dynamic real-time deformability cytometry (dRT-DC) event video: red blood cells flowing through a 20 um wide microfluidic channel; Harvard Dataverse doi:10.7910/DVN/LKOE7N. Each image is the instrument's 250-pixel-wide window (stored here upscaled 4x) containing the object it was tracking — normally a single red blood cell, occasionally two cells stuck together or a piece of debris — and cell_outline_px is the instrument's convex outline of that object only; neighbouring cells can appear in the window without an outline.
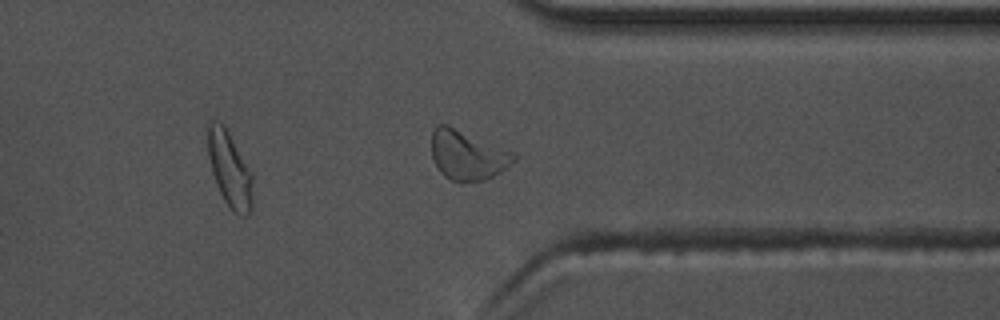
{"species": "common noctule bat (a hibernating species)", "species_latin": "Nyctalus noctula", "temperature_condition": "warm", "stored_images_in_passage": 45, "camera_frame_rate_fps": 3000, "um_per_image_px": 0.085, "animal": {"sex": "male", "body_mass_g": 17.5, "forearm_length_mm": 52.3}, "frame": {"image": 1, "passage_image": 32, "time_ms": 10.333, "image_size_px": [1000, 320], "cell_outline_px": [[516, 160], [508, 168], [484, 180], [452, 180], [444, 176], [440, 172], [432, 156], [432, 132], [436, 124], [448, 124], [516, 152]], "centroid_in_image_um": [39.77, 13.14], "position_along_channel_um": 371.6, "area_um2": 23.81}, "authors_computed_cell_mechanics": {"area_um2": 21.5016, "velocity_mm_per_s": 3.6328, "shape_relaxation_time_tau1_ms": 3.4991, "shape_relaxation_time_tau2_ms": 1.4506, "deformation_change_tau1": 0.1534, "deformation_change_tau2": 0.0955}}